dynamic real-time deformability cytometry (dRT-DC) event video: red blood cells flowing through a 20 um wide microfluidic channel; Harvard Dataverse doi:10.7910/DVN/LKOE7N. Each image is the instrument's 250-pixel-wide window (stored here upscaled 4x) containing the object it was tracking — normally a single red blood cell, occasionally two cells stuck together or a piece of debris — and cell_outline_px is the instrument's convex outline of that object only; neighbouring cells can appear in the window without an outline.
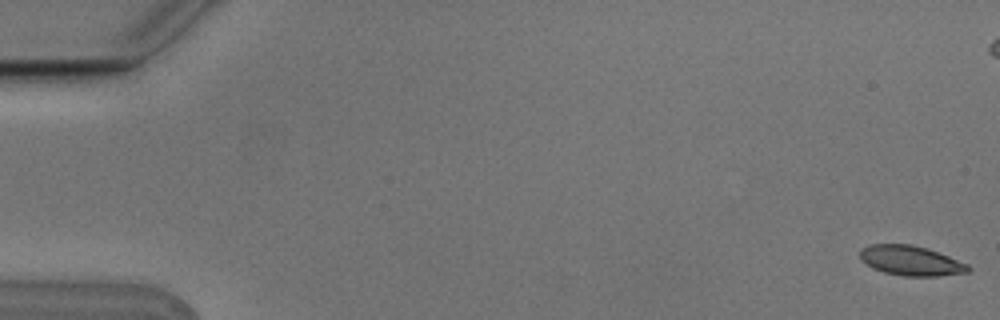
{"species": "Egyptian fruit bat (a non-hibernating species)", "species_latin": "Rousettus aegyptiacus", "temperature_condition": "cold", "stored_images_in_passage": 10, "segment_of_instrument_passage": [1, 2], "camera_frame_rate_fps": 3000, "um_per_image_px": 0.085, "animal": {"sex": "male"}, "frame": {"image": 1, "passage_image": 1, "time_ms": 0.0, "image_size_px": [1000, 320], "cell_outline_px": [[972, 268], [968, 272], [940, 276], [904, 276], [884, 272], [872, 268], [860, 260], [860, 248], [868, 244], [912, 244], [928, 248], [968, 264]], "centroid_in_image_um": [77.4, 22.15], "position_along_channel_um": 7.6, "area_um2": 19.02}}
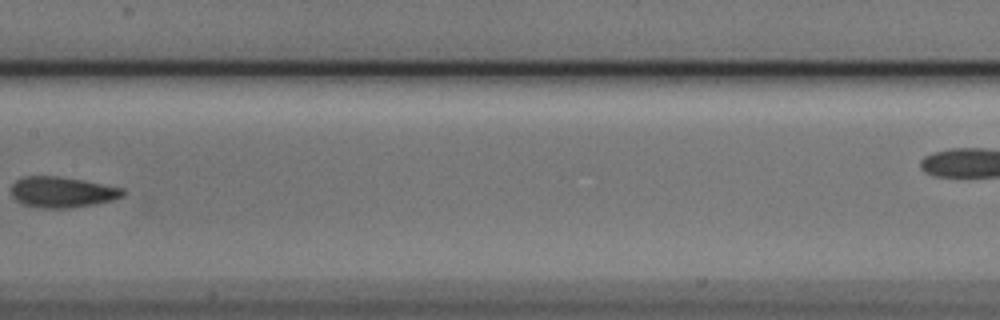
{"frame": {"image": 2, "passage_image": 9, "time_ms": 2.667, "image_size_px": [1000, 320], "cell_outline_px": [[124, 196], [112, 200], [96, 204], [72, 208], [36, 208], [24, 204], [16, 200], [12, 196], [12, 184], [16, 180], [24, 176], [56, 176], [80, 180], [124, 188]], "centroid_in_image_um": [5.27, 16.34], "position_along_channel_um": 202.1, "area_um2": 20.0}}